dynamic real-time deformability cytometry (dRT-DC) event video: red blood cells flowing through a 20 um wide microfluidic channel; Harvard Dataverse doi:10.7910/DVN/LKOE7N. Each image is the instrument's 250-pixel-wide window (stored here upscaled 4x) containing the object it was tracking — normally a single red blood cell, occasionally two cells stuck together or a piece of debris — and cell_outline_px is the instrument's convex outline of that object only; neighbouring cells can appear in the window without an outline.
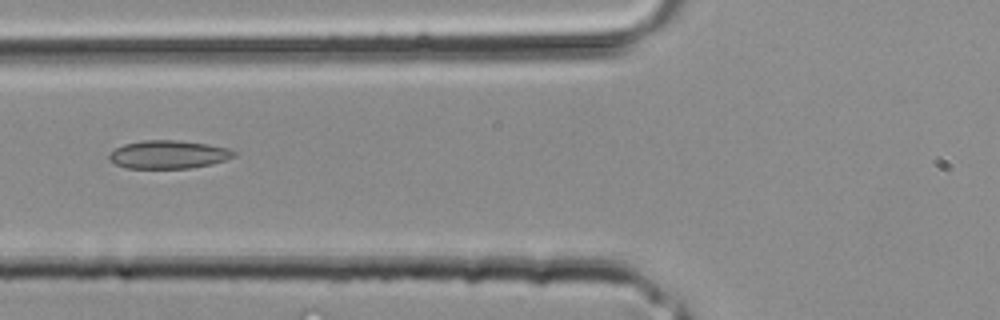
{"species": "common noctule bat (a hibernating species)", "species_latin": "Nyctalus noctula", "temperature_condition": "room temperature", "stored_images_in_passage": 24, "camera_frame_rate_fps": 3000, "um_per_image_px": 0.085, "animal": {"sex": "male", "body_mass_g": 20.4}, "frame": {"image": 1, "passage_image": 3, "time_ms": 0.667, "image_size_px": [1000, 320], "cell_outline_px": [[236, 156], [212, 164], [192, 168], [128, 168], [116, 164], [108, 160], [108, 156], [116, 148], [124, 144], [144, 140], [180, 140], [208, 144], [228, 148], [236, 152]], "centroid_in_image_um": [14.33, 13.13], "position_along_channel_um": 111.5, "area_um2": 20.52}}
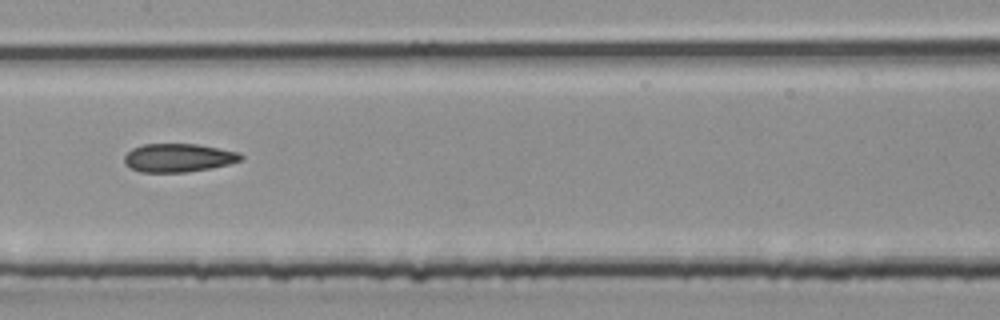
{"frame": {"image": 2, "passage_image": 7, "time_ms": 2.0, "image_size_px": [1000, 320], "cell_outline_px": [[244, 160], [228, 164], [188, 172], [140, 172], [124, 164], [124, 156], [132, 148], [144, 144], [196, 144], [240, 152], [244, 156]], "centroid_in_image_um": [15.17, 13.41], "position_along_channel_um": 192.2, "area_um2": 19.31}}
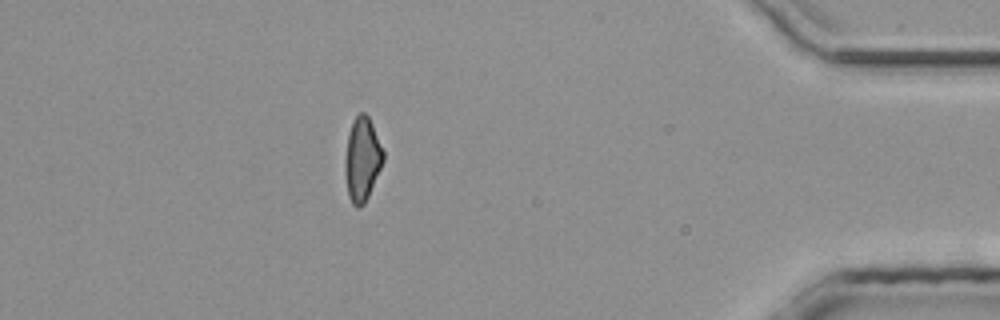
{"frame": {"image": 3, "passage_image": 20, "time_ms": 6.333, "image_size_px": [1000, 320], "cell_outline_px": [[384, 160], [368, 196], [364, 204], [360, 208], [356, 208], [352, 204], [348, 196], [344, 172], [344, 160], [348, 132], [352, 120], [360, 112], [364, 112], [368, 116], [372, 124], [384, 152]], "centroid_in_image_um": [30.76, 13.54], "position_along_channel_um": 404.4, "area_um2": 18.84}}